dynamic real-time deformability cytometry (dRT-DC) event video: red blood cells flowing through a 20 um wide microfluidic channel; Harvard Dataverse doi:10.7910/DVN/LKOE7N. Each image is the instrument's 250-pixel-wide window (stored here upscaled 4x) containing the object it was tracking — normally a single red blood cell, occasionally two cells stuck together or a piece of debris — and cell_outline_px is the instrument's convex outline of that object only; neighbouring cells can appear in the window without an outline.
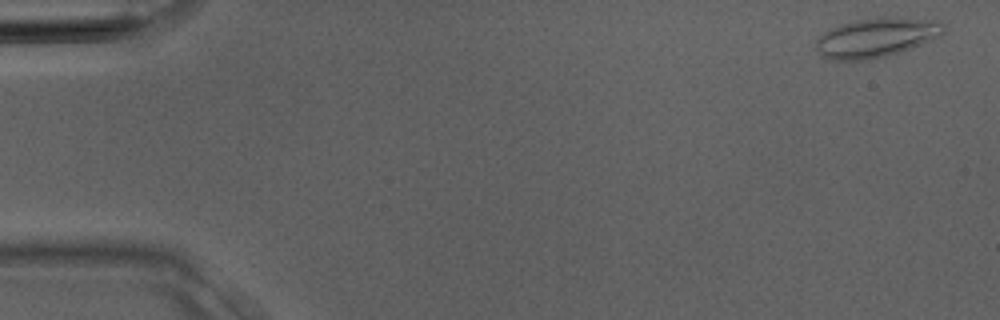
{"species": "Egyptian fruit bat (a non-hibernating species)", "species_latin": "Rousettus aegyptiacus", "temperature_condition": "room temperature", "stored_images_in_passage": 3, "camera_frame_rate_fps": 3000, "um_per_image_px": 0.085, "animal": {"sex": "male"}, "frame": {"image": 1, "passage_image": 1, "time_ms": 0.0, "image_size_px": [1000, 320], "cell_outline_px": [[944, 32], [940, 36], [932, 40], [912, 48], [900, 52], [868, 60], [832, 60], [820, 56], [812, 48], [816, 40], [824, 32], [840, 24], [856, 20], [892, 16], [896, 16], [936, 20], [944, 24]], "centroid_in_image_um": [74.46, 3.19], "position_along_channel_um": 10.5, "area_um2": 29.71}}